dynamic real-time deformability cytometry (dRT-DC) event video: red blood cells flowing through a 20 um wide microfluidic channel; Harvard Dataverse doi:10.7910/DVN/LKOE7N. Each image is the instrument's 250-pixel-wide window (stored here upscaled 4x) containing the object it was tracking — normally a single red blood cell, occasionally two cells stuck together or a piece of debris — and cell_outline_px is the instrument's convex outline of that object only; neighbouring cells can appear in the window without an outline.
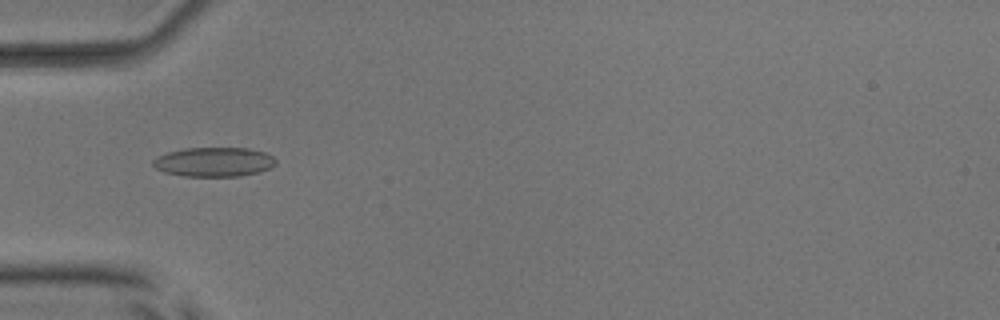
{"species": "common noctule bat (a hibernating species)", "species_latin": "Nyctalus noctula", "temperature_condition": "room temperature", "stored_images_in_passage": 46, "camera_frame_rate_fps": 3000, "um_per_image_px": 0.085, "animal": {"sex": "male", "body_mass_g": 17.9, "forearm_length_mm": 54.2}, "frame": {"image": 1, "passage_image": 11, "time_ms": 3.333, "image_size_px": [1000, 320], "cell_outline_px": [[276, 164], [260, 172], [240, 176], [184, 176], [164, 172], [156, 168], [152, 164], [152, 160], [156, 156], [168, 152], [184, 148], [248, 148], [264, 152], [272, 156], [276, 160]], "centroid_in_image_um": [18.17, 13.76], "position_along_channel_um": 66.8, "area_um2": 21.04}}
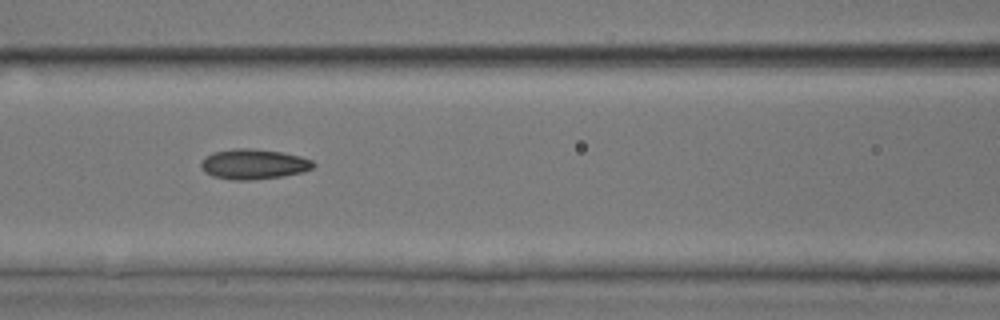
{"frame": {"image": 2, "passage_image": 17, "time_ms": 5.333, "image_size_px": [1000, 320], "cell_outline_px": [[316, 164], [312, 168], [304, 172], [280, 176], [252, 180], [232, 180], [212, 176], [204, 172], [200, 164], [200, 160], [204, 156], [212, 152], [236, 148], [252, 148], [284, 152], [300, 156], [312, 160]], "centroid_in_image_um": [21.53, 13.94], "position_along_channel_um": 145.1, "area_um2": 20.0}}
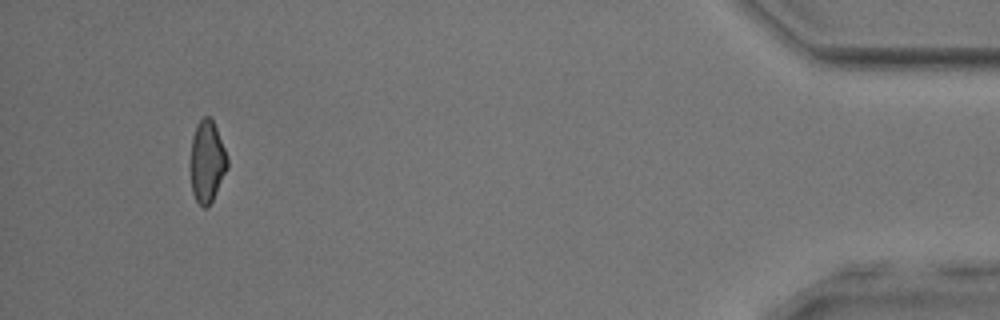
{"frame": {"image": 3, "passage_image": 43, "time_ms": 14.0, "image_size_px": [1000, 320], "cell_outline_px": [[228, 168], [208, 208], [204, 208], [196, 200], [192, 192], [188, 164], [192, 136], [196, 124], [204, 116], [208, 116], [212, 120], [216, 128], [228, 156]], "centroid_in_image_um": [17.56, 13.74], "position_along_channel_um": 417.6, "area_um2": 18.09}, "authors_computed_cell_mechanics": {"area_um2": 19.0451, "velocity_mm_per_s": 3.9516, "shape_relaxation_time_tau1_ms": 4.075, "shape_relaxation_time_tau2_ms": 3.1566, "deformation_change_tau1": 0.1244, "deformation_change_tau2": 0.0968}}